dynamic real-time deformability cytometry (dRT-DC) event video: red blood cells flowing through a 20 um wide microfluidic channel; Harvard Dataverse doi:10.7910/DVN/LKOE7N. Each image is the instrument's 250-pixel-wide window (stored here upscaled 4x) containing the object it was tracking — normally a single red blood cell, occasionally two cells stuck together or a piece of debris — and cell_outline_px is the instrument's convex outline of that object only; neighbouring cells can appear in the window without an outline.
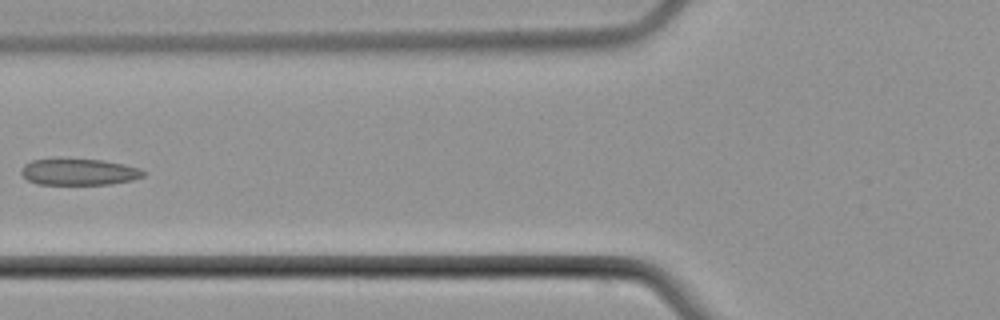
{"species": "common noctule bat (a hibernating species)", "species_latin": "Nyctalus noctula", "temperature_condition": "cold", "stored_images_in_passage": 5, "camera_frame_rate_fps": 3000, "um_per_image_px": 0.085, "animal": {"sex": "male", "body_mass_g": 21.5, "forearm_length_mm": 52.0}, "frame": {"image": 1, "passage_image": 5, "time_ms": 5.667, "image_size_px": [1000, 320], "cell_outline_px": [[148, 172], [144, 176], [132, 180], [112, 184], [36, 184], [28, 180], [20, 172], [20, 168], [24, 164], [32, 160], [60, 156], [104, 160], [140, 168]], "centroid_in_image_um": [6.68, 14.57], "position_along_channel_um": 119.1, "area_um2": 19.65}}